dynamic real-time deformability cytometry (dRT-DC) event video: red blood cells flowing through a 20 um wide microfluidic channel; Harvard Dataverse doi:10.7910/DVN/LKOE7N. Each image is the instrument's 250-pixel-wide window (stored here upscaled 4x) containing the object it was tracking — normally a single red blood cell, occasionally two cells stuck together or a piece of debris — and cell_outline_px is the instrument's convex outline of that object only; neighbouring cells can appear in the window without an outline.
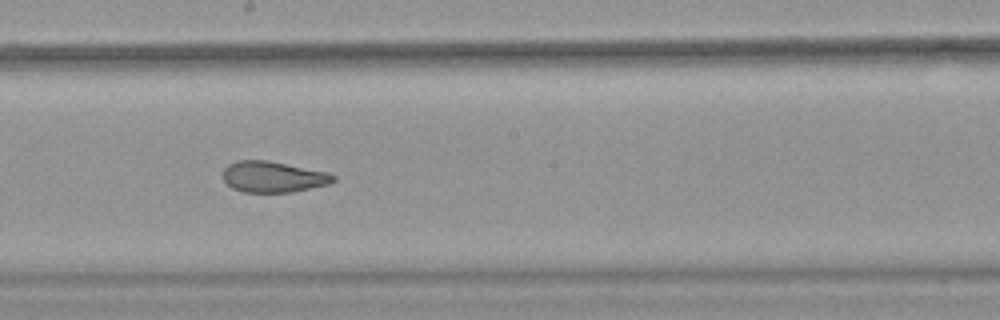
{"species": "common noctule bat (a hibernating species)", "species_latin": "Nyctalus noctula", "temperature_condition": "warm", "stored_images_in_passage": 38, "camera_frame_rate_fps": 3000, "um_per_image_px": 0.085, "animal": {"sex": "female", "body_mass_g": 18.4}, "frame": {"image": 1, "passage_image": 22, "time_ms": 7.0, "image_size_px": [1000, 320], "cell_outline_px": [[336, 180], [328, 184], [292, 192], [244, 192], [232, 188], [224, 180], [224, 168], [228, 164], [236, 160], [268, 160], [328, 172], [336, 176]], "centroid_in_image_um": [23.22, 15.02], "position_along_channel_um": 225.0, "area_um2": 19.94}, "authors_computed_cell_mechanics": {"area_um2": 22.9177, "velocity_mm_per_s": 3.9929, "shape_relaxation_time_tau1_ms": null, "shape_relaxation_time_tau2_ms": 1.6987, "deformation_change_tau1": null, "deformation_change_tau2": 0.0862}}